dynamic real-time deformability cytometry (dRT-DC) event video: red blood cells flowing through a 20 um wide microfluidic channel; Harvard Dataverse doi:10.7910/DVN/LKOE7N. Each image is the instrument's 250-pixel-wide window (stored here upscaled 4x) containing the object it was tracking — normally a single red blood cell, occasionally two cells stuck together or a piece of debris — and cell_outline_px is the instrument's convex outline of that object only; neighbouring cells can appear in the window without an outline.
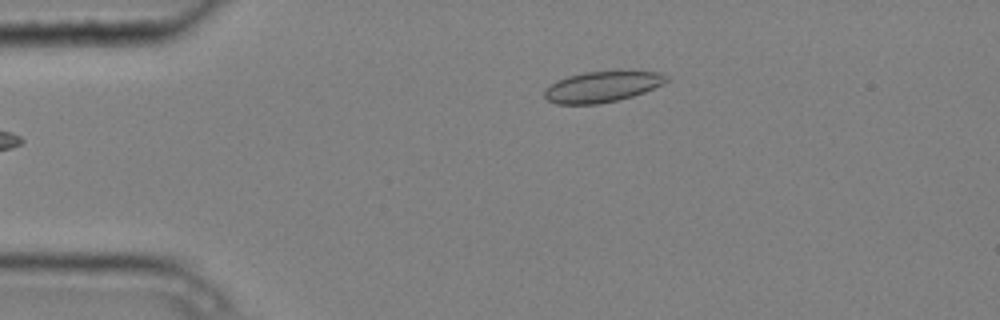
{"species": "common noctule bat (a hibernating species)", "species_latin": "Nyctalus noctula", "temperature_condition": "cold", "stored_images_in_passage": 4, "camera_frame_rate_fps": 3000, "um_per_image_px": 0.085, "animal": {"sex": "male", "body_mass_g": 20.4}, "frame": {"image": 1, "passage_image": 4, "time_ms": 1.0, "image_size_px": [1000, 320], "cell_outline_px": [[668, 80], [644, 92], [632, 96], [600, 104], [556, 104], [548, 100], [544, 96], [544, 88], [556, 80], [568, 76], [584, 72], [620, 68], [660, 72], [668, 76]], "centroid_in_image_um": [51.19, 7.32], "position_along_channel_um": 33.8, "area_um2": 22.66}}